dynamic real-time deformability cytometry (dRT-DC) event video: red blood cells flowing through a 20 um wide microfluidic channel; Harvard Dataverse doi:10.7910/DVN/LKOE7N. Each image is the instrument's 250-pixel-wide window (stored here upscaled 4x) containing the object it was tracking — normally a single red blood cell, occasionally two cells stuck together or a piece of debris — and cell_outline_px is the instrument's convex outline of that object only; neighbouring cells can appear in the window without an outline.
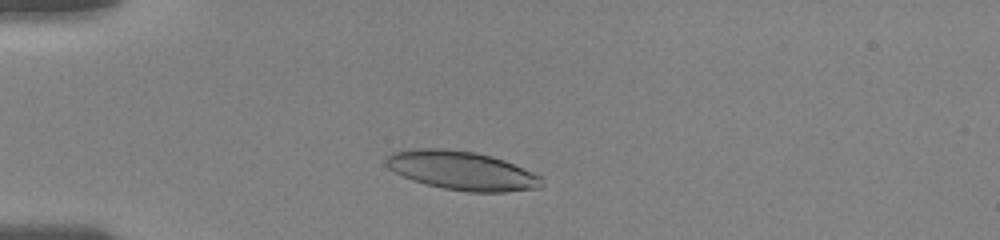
{"species": "human", "species_latin": "Homo sapiens", "temperature_condition": "room temperature", "stored_images_in_passage": 21, "camera_frame_rate_fps": 3000, "um_per_image_px": 0.085, "donor": {"sex": "female"}, "frame": {"image": 1, "passage_image": 15, "time_ms": 2.333, "image_size_px": [1000, 240], "cell_outline_px": [[544, 184], [540, 188], [504, 192], [468, 192], [444, 188], [412, 180], [388, 168], [384, 160], [392, 152], [412, 148], [444, 148], [476, 152], [492, 156], [504, 160], [532, 172], [540, 176]], "centroid_in_image_um": [39.25, 14.49], "position_along_channel_um": 45.7, "area_um2": 35.2}}